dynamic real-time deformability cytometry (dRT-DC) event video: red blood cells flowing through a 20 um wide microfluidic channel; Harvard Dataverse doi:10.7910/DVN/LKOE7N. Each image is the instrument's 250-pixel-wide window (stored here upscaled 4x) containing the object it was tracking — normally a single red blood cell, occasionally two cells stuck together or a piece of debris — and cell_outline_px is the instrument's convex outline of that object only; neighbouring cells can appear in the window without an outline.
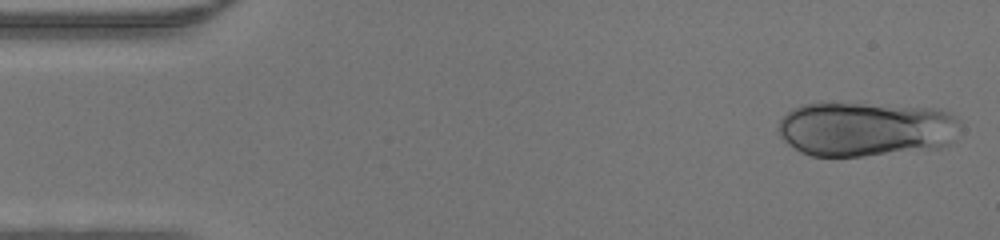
{"species": "human", "species_latin": "Homo sapiens", "temperature_condition": "warm", "stored_images_in_passage": 45, "camera_frame_rate_fps": 3000, "um_per_image_px": 0.085, "donor": {"sex": "male"}, "frame": {"image": 1, "passage_image": 1, "time_ms": 0.0, "image_size_px": [1000, 240], "cell_outline_px": [[960, 124], [952, 140], [948, 144], [936, 148], [864, 156], [812, 156], [800, 152], [788, 144], [780, 136], [776, 128], [780, 120], [792, 108], [800, 104], [820, 100], [940, 108], [956, 116], [960, 120]], "centroid_in_image_um": [73.53, 10.92], "position_along_channel_um": 11.5, "area_um2": 59.3}}